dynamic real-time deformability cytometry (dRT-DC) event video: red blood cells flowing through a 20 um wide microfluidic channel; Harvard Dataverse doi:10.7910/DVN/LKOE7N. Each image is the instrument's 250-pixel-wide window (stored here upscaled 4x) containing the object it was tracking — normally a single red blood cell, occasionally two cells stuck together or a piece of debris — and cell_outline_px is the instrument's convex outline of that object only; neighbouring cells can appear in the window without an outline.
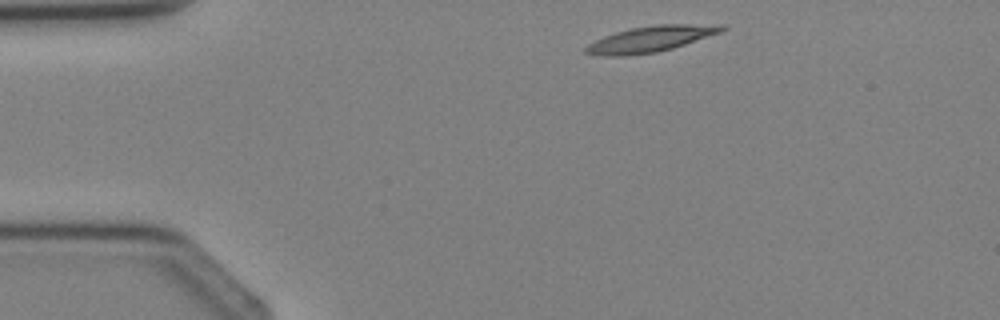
{"species": "Egyptian fruit bat (a non-hibernating species)", "species_latin": "Rousettus aegyptiacus", "temperature_condition": "cold", "stored_images_in_passage": 3, "segment_of_instrument_passage": [2, 2], "camera_frame_rate_fps": 3000, "um_per_image_px": 0.085, "animal": {"sex": "female"}, "frame": {"image": 1, "passage_image": 3, "time_ms": 2.667, "image_size_px": [1000, 320], "cell_outline_px": [[728, 28], [720, 32], [672, 48], [656, 52], [628, 56], [600, 56], [584, 52], [584, 48], [588, 44], [604, 36], [616, 32], [632, 28], [656, 24], [728, 24]], "centroid_in_image_um": [55.31, 3.31], "position_along_channel_um": 29.7, "area_um2": 20.52}}